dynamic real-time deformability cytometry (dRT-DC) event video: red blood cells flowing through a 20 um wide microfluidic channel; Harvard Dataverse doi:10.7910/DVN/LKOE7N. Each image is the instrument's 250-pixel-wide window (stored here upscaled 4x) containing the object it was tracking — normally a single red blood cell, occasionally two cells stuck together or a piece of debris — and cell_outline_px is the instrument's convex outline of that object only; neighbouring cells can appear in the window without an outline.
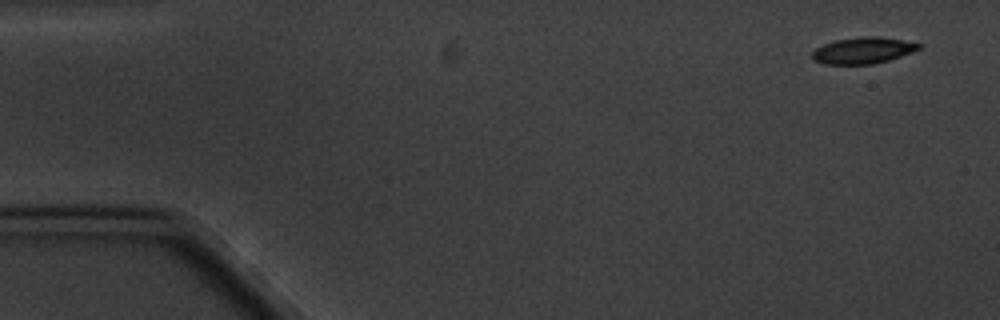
{"species": "common noctule bat (a hibernating species)", "species_latin": "Nyctalus noctula", "temperature_condition": "cold", "stored_images_in_passage": 5, "camera_frame_rate_fps": 3000, "um_per_image_px": 0.085, "animal": {"sex": "male", "body_mass_g": 20.1, "forearm_length_mm": 53.5}, "frame": {"image": 1, "passage_image": 1, "time_ms": 0.0, "image_size_px": [1000, 320], "cell_outline_px": [[924, 44], [920, 48], [912, 52], [888, 60], [872, 64], [824, 64], [812, 60], [812, 52], [816, 48], [824, 44], [836, 40], [860, 36], [876, 36]], "centroid_in_image_um": [73.33, 4.29], "position_along_channel_um": 11.7, "area_um2": 16.3}}
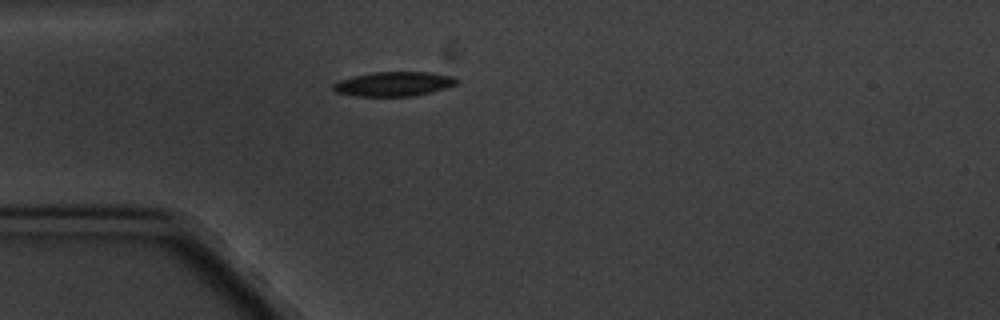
{"frame": {"image": 2, "passage_image": 5, "time_ms": 4.333, "image_size_px": [1000, 320], "cell_outline_px": [[460, 80], [456, 84], [432, 92], [412, 96], [356, 96], [336, 92], [332, 88], [332, 84], [340, 80], [352, 76], [372, 72], [428, 72], [456, 76]], "centroid_in_image_um": [33.49, 7.13], "position_along_channel_um": 51.5, "area_um2": 17.69}}